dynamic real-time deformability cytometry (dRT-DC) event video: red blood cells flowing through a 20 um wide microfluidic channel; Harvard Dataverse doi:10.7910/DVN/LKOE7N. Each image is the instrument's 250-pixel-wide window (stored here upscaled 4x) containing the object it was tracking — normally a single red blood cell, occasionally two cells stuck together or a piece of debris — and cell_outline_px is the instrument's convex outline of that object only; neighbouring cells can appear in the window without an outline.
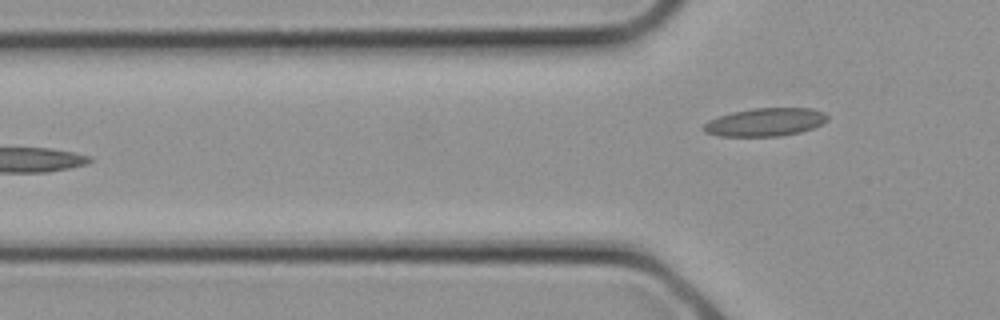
{"species": "common noctule bat (a hibernating species)", "species_latin": "Nyctalus noctula", "temperature_condition": "cold", "stored_images_in_passage": 8, "camera_frame_rate_fps": 3000, "um_per_image_px": 0.085, "animal": {"sex": "female", "body_mass_g": 21.9}, "frame": {"image": 1, "passage_image": 8, "time_ms": 2.333, "image_size_px": [1000, 320], "cell_outline_px": [[828, 120], [812, 128], [800, 132], [780, 136], [720, 136], [704, 132], [704, 124], [708, 120], [732, 112], [752, 108], [812, 108], [824, 112], [828, 116]], "centroid_in_image_um": [65.05, 10.37], "position_along_channel_um": 60.7, "area_um2": 20.23}}